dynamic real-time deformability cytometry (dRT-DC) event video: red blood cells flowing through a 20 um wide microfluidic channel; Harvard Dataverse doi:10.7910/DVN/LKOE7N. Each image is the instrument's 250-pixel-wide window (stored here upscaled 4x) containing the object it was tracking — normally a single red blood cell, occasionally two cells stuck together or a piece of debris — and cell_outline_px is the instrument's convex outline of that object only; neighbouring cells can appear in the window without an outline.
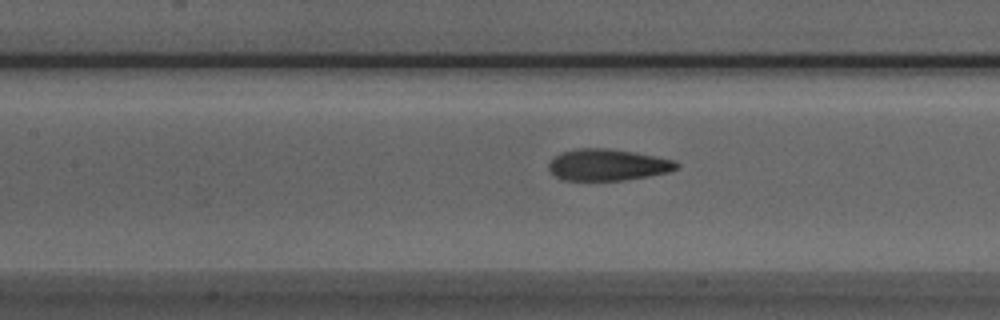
{"species": "Egyptian fruit bat (a non-hibernating species)", "species_latin": "Rousettus aegyptiacus", "temperature_condition": "room temperature", "stored_images_in_passage": 28, "camera_frame_rate_fps": 3000, "um_per_image_px": 0.085, "animal": {"sex": "male"}, "frame": {"image": 1, "passage_image": 10, "time_ms": 3.0, "image_size_px": [1000, 320], "cell_outline_px": [[680, 164], [676, 168], [668, 172], [648, 176], [620, 180], [564, 180], [556, 176], [548, 168], [548, 164], [560, 152], [576, 148], [608, 148], [636, 152], [676, 160]], "centroid_in_image_um": [51.67, 13.99], "position_along_channel_um": 155.7, "area_um2": 23.47}}
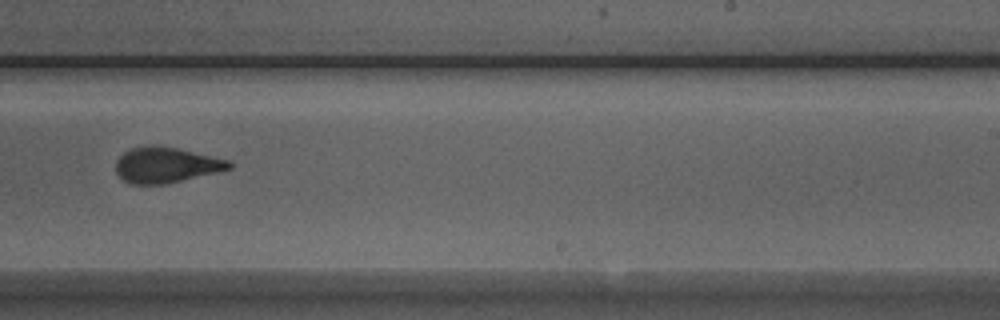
{"frame": {"image": 2, "passage_image": 19, "time_ms": 6.0, "image_size_px": [1000, 320], "cell_outline_px": [[232, 168], [216, 172], [164, 184], [132, 184], [124, 180], [116, 172], [116, 160], [124, 152], [132, 148], [152, 144], [156, 144], [176, 148], [228, 160], [232, 164]], "centroid_in_image_um": [14.08, 14.01], "position_along_channel_um": 274.9, "area_um2": 23.18}}
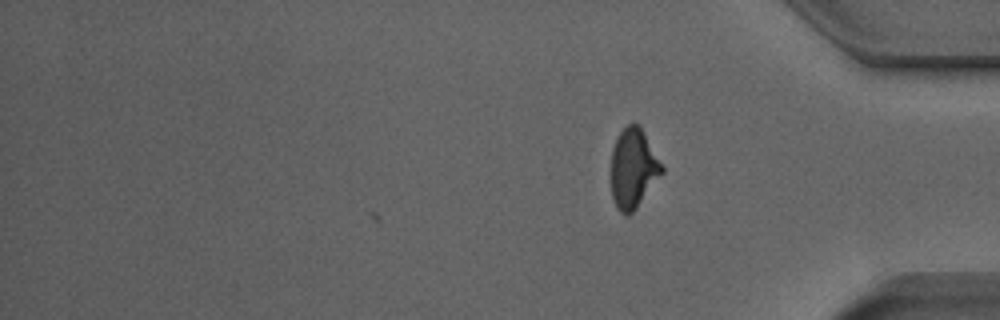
{"frame": {"image": 3, "passage_image": 28, "time_ms": 9.0, "image_size_px": [1000, 320], "cell_outline_px": [[664, 172], [636, 208], [628, 216], [620, 212], [612, 196], [612, 148], [616, 136], [628, 124], [636, 124], [640, 128], [664, 168]], "centroid_in_image_um": [53.82, 14.33], "position_along_channel_um": 381.4, "area_um2": 23.0}, "authors_computed_cell_mechanics": {"area_um2": 23.9292, "velocity_mm_per_s": 3.9904, "shape_relaxation_time_tau1_ms": 4.3606, "shape_relaxation_time_tau2_ms": 1.3824, "deformation_change_tau1": 0.1839, "deformation_change_tau2": 0.0979}}